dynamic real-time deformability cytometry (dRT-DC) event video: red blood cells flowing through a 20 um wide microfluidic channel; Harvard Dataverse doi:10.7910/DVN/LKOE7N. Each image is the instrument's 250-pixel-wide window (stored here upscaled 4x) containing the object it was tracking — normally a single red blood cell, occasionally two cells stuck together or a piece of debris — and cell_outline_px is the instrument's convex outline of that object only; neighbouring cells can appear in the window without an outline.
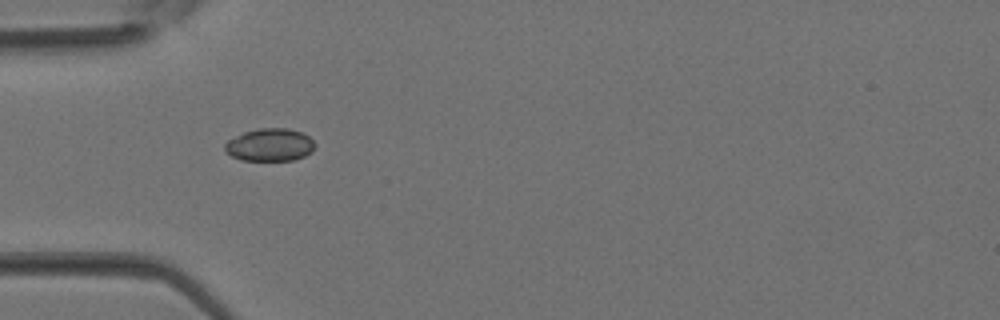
{"species": "Egyptian fruit bat (a non-hibernating species)", "species_latin": "Rousettus aegyptiacus", "temperature_condition": "room temperature", "stored_images_in_passage": 4, "camera_frame_rate_fps": 3000, "um_per_image_px": 0.085, "animal": {"sex": "female"}, "frame": {"image": 1, "passage_image": 3, "time_ms": 0.667, "image_size_px": [1000, 320], "cell_outline_px": [[316, 144], [312, 152], [304, 156], [292, 160], [240, 160], [224, 152], [224, 144], [228, 140], [244, 132], [260, 128], [288, 128], [300, 132], [308, 136]], "centroid_in_image_um": [22.92, 12.31], "position_along_channel_um": 62.1, "area_um2": 17.17}}
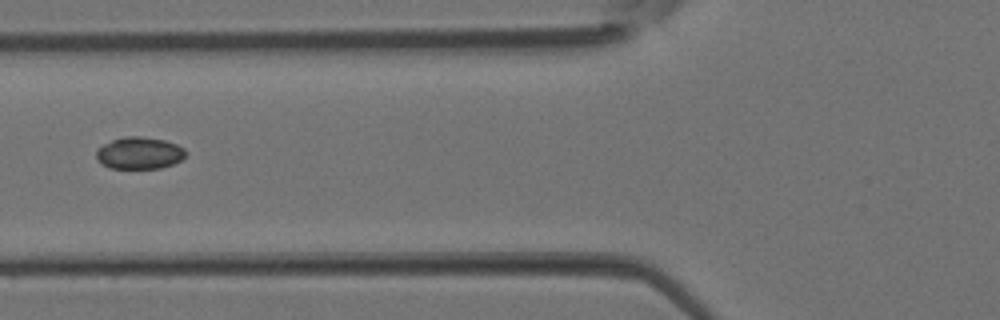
{"frame": {"image": 2, "passage_image": 4, "time_ms": 1.0, "image_size_px": [1000, 320], "cell_outline_px": [[188, 152], [180, 160], [172, 164], [160, 168], [108, 168], [100, 164], [96, 160], [96, 148], [112, 140], [124, 136], [140, 136], [164, 140], [176, 144], [184, 148]], "centroid_in_image_um": [11.8, 13.01], "position_along_channel_um": 114.0, "area_um2": 16.82}}